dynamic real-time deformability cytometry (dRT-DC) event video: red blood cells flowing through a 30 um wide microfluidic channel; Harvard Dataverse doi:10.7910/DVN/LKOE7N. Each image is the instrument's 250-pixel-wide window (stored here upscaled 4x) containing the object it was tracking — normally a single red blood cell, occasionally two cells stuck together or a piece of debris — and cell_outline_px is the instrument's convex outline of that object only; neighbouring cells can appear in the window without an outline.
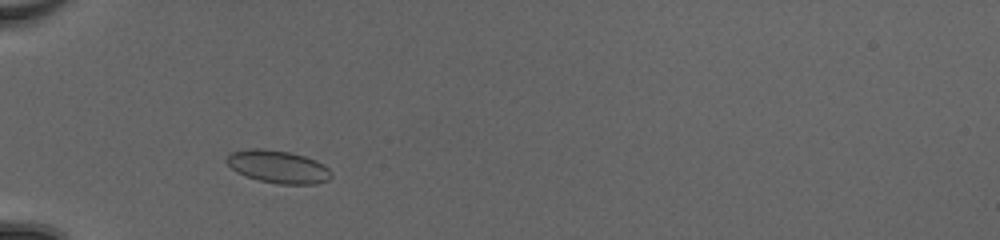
{"species": "common noctule bat (a hibernating species)", "species_latin": "Nyctalus noctula", "temperature_condition": "cold", "stored_images_in_passage": 38, "camera_frame_rate_fps": 3000, "um_per_image_px": 0.085, "animal": {"sex": "female", "body_mass_g": 20.0, "forearm_length_mm": 54.0}, "frame": {"image": 1, "passage_image": 5, "time_ms": 1.333, "image_size_px": [1000, 240], "cell_outline_px": [[332, 176], [328, 180], [316, 184], [280, 184], [260, 180], [236, 172], [224, 160], [232, 152], [252, 148], [264, 148], [288, 152], [304, 156], [316, 160], [324, 164], [332, 172]], "centroid_in_image_um": [23.66, 14.17], "position_along_channel_um": 61.3, "area_um2": 19.88}}
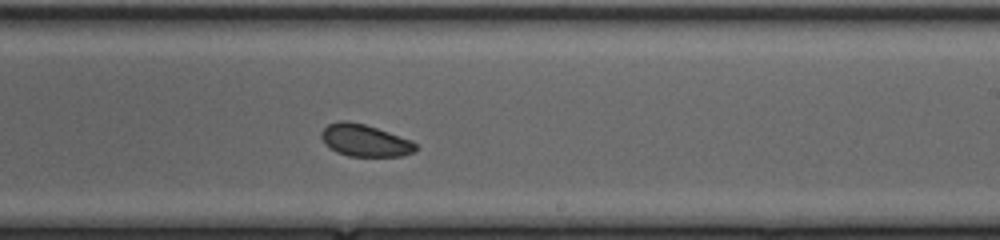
{"frame": {"image": 2, "passage_image": 20, "time_ms": 6.333, "image_size_px": [1000, 240], "cell_outline_px": [[420, 148], [404, 156], [348, 156], [336, 152], [328, 148], [324, 144], [320, 136], [320, 132], [328, 124], [336, 120], [348, 120], [364, 124], [412, 140]], "centroid_in_image_um": [30.98, 11.93], "position_along_channel_um": 258.0, "area_um2": 17.92}}
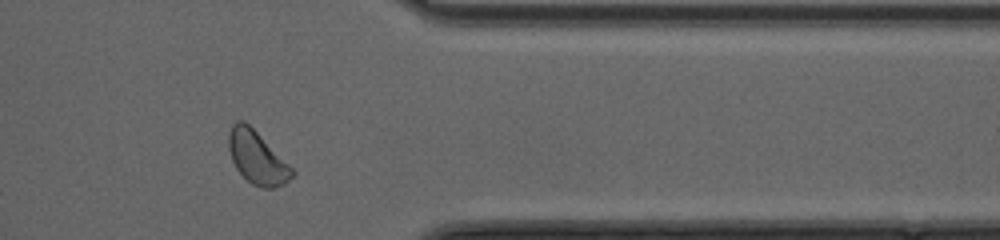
{"frame": {"image": 3, "passage_image": 30, "time_ms": 9.667, "image_size_px": [1000, 240], "cell_outline_px": [[296, 172], [284, 184], [272, 188], [264, 188], [252, 184], [236, 168], [232, 160], [228, 148], [228, 136], [232, 124], [236, 120], [244, 120]], "centroid_in_image_um": [21.82, 13.39], "position_along_channel_um": 389.6, "area_um2": 19.02}, "authors_computed_cell_mechanics": {"area_um2": 18.1203, "velocity_mm_per_s": 4.1601, "shape_relaxation_time_tau1_ms": 1.7447, "shape_relaxation_time_tau2_ms": 8.1462, "deformation_change_tau1": 0.0423, "deformation_change_tau2": 0.1045}}